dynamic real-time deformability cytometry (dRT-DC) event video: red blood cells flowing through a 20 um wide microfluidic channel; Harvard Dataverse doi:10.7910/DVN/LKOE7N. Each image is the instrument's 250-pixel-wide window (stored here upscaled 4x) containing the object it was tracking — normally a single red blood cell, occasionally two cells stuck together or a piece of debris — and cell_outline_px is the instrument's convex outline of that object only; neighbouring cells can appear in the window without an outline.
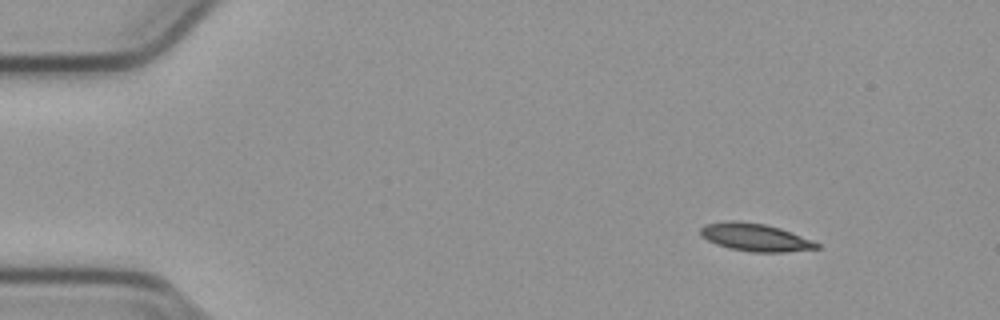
{"species": "common noctule bat (a hibernating species)", "species_latin": "Nyctalus noctula", "temperature_condition": "cold", "stored_images_in_passage": 49, "camera_frame_rate_fps": 3000, "um_per_image_px": 0.085, "animal": {"sex": "male", "body_mass_g": 23.1, "forearm_length_mm": 52.7}, "frame": {"image": 1, "passage_image": 1, "time_ms": 0.0, "image_size_px": [1000, 320], "cell_outline_px": [[820, 248], [784, 252], [752, 252], [728, 248], [716, 244], [700, 236], [700, 228], [704, 224], [732, 220], [736, 220], [764, 224], [780, 228], [812, 240], [820, 244]], "centroid_in_image_um": [64.16, 20.17], "position_along_channel_um": 20.8, "area_um2": 18.79}}
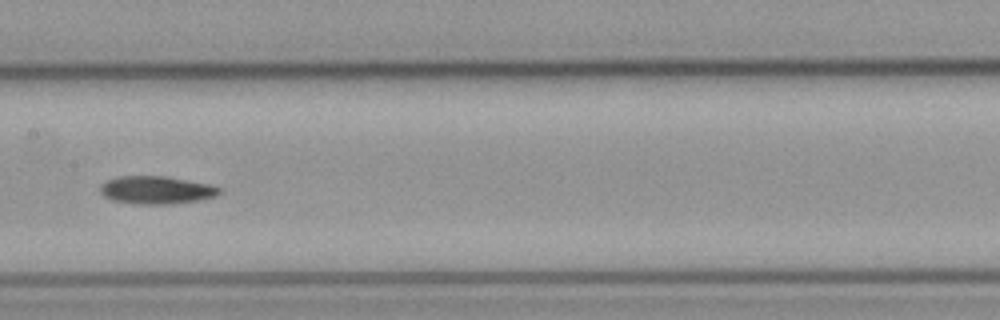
{"frame": {"image": 2, "passage_image": 22, "time_ms": 7.0, "image_size_px": [1000, 320], "cell_outline_px": [[220, 192], [216, 196], [200, 200], [172, 204], [132, 204], [112, 200], [104, 196], [100, 192], [100, 184], [108, 180], [120, 176], [164, 176], [212, 184], [220, 188]], "centroid_in_image_um": [13.29, 16.16], "position_along_channel_um": 194.1, "area_um2": 19.48}}
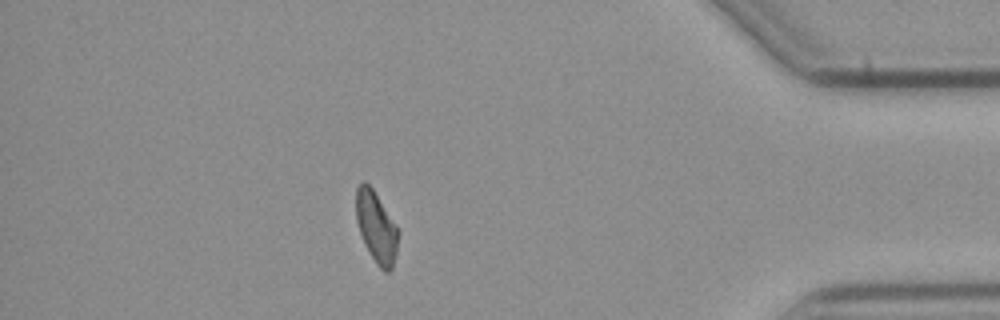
{"frame": {"image": 3, "passage_image": 42, "time_ms": 13.667, "image_size_px": [1000, 320], "cell_outline_px": [[400, 232], [396, 252], [392, 268], [388, 272], [384, 272], [376, 264], [364, 244], [356, 220], [356, 188], [364, 180], [372, 188], [396, 224]], "centroid_in_image_um": [31.99, 19.32], "position_along_channel_um": 403.2, "area_um2": 17.51}, "authors_computed_cell_mechanics": {"area_um2": 18.6116, "velocity_mm_per_s": 3.7913, "shape_relaxation_time_tau1_ms": 7.3233, "shape_relaxation_time_tau2_ms": null, "deformation_change_tau1": 0.1655, "deformation_change_tau2": null}}